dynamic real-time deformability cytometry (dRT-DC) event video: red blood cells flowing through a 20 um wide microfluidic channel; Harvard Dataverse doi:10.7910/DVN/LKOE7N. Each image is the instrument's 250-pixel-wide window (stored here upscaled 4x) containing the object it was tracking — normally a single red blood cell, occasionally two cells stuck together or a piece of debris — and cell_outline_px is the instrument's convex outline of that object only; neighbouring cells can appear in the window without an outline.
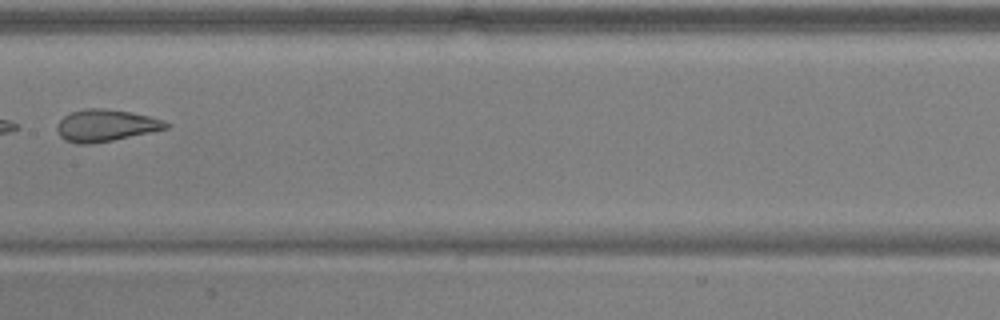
{"species": "common noctule bat (a hibernating species)", "species_latin": "Nyctalus noctula", "temperature_condition": "warm", "stored_images_in_passage": 8, "camera_frame_rate_fps": 3000, "um_per_image_px": 0.085, "animal": {"sex": "male", "body_mass_g": 17.9, "forearm_length_mm": 54.2}, "frame": {"image": 1, "passage_image": 7, "time_ms": 2.0, "image_size_px": [1000, 320], "cell_outline_px": [[172, 124], [168, 128], [112, 140], [92, 144], [80, 144], [64, 140], [60, 136], [56, 128], [60, 120], [64, 116], [72, 112], [88, 108], [104, 108], [132, 112], [164, 120]], "centroid_in_image_um": [8.99, 10.66], "position_along_channel_um": 198.4, "area_um2": 20.17}}
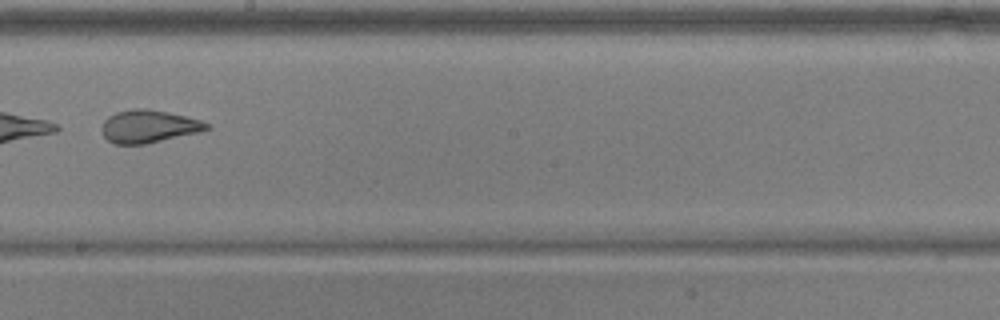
{"frame": {"image": 2, "passage_image": 8, "time_ms": 2.333, "image_size_px": [1000, 320], "cell_outline_px": [[212, 128], [200, 132], [144, 144], [116, 144], [108, 140], [104, 136], [100, 128], [104, 120], [108, 116], [116, 112], [132, 108], [148, 108], [168, 112], [200, 120], [212, 124]], "centroid_in_image_um": [12.64, 10.73], "position_along_channel_um": 235.6, "area_um2": 20.17}}